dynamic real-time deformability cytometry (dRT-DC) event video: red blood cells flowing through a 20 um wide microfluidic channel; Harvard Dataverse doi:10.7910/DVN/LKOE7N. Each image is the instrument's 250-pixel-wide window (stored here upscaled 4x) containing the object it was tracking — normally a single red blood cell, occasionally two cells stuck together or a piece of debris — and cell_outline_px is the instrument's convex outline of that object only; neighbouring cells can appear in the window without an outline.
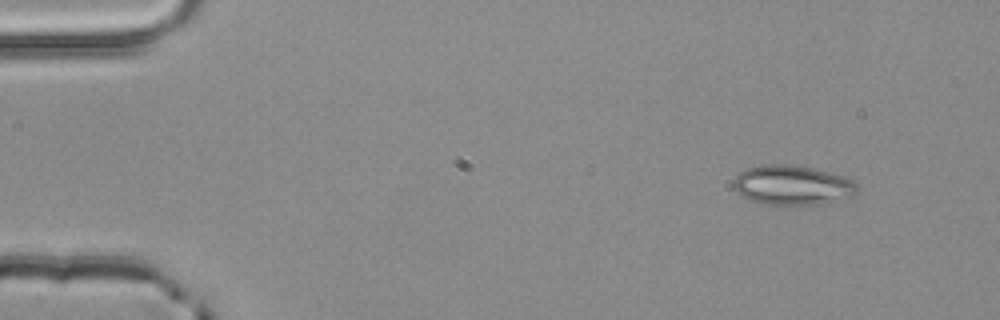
{"species": "common noctule bat (a hibernating species)", "species_latin": "Nyctalus noctula", "temperature_condition": "room temperature", "stored_images_in_passage": 4, "camera_frame_rate_fps": 3000, "um_per_image_px": 0.085, "animal": {"sex": "male", "body_mass_g": 20.4}, "frame": {"image": 1, "passage_image": 1, "time_ms": 0.0, "image_size_px": [1000, 320], "cell_outline_px": [[856, 192], [852, 196], [816, 204], [764, 204], [748, 200], [740, 196], [736, 192], [732, 184], [732, 180], [740, 172], [748, 168], [764, 164], [792, 164], [812, 168], [844, 176], [852, 180], [856, 184]], "centroid_in_image_um": [67.27, 15.72], "position_along_channel_um": 17.7, "area_um2": 28.44}}